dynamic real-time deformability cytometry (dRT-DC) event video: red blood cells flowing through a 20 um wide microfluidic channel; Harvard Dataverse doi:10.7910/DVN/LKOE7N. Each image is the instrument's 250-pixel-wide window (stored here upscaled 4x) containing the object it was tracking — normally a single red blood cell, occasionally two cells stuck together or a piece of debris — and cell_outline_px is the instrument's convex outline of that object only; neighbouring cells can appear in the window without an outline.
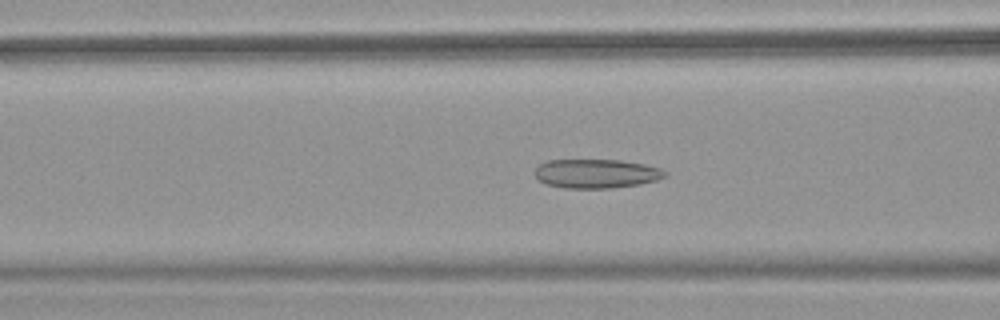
{"species": "common noctule bat (a hibernating species)", "species_latin": "Nyctalus noctula", "temperature_condition": "warm", "stored_images_in_passage": 51, "camera_frame_rate_fps": 3000, "um_per_image_px": 0.085, "animal": {"sex": "female", "body_mass_g": 18.4}, "frame": {"image": 1, "passage_image": 20, "time_ms": 6.333, "image_size_px": [1000, 320], "cell_outline_px": [[668, 176], [656, 180], [640, 184], [612, 188], [564, 188], [548, 184], [540, 180], [532, 172], [540, 164], [548, 160], [620, 160], [644, 164], [660, 168], [668, 172]], "centroid_in_image_um": [50.71, 14.75], "position_along_channel_um": 115.9, "area_um2": 22.08}}
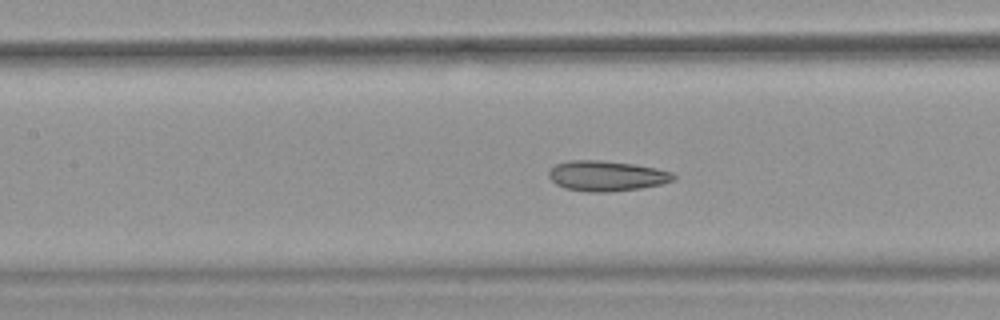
{"frame": {"image": 2, "passage_image": 23, "time_ms": 7.333, "image_size_px": [1000, 320], "cell_outline_px": [[676, 180], [660, 184], [640, 188], [608, 192], [588, 192], [564, 188], [556, 184], [548, 176], [548, 172], [556, 164], [568, 160], [600, 160], [636, 164], [656, 168], [672, 172], [676, 176]], "centroid_in_image_um": [51.56, 14.94], "position_along_channel_um": 155.8, "area_um2": 22.14}}
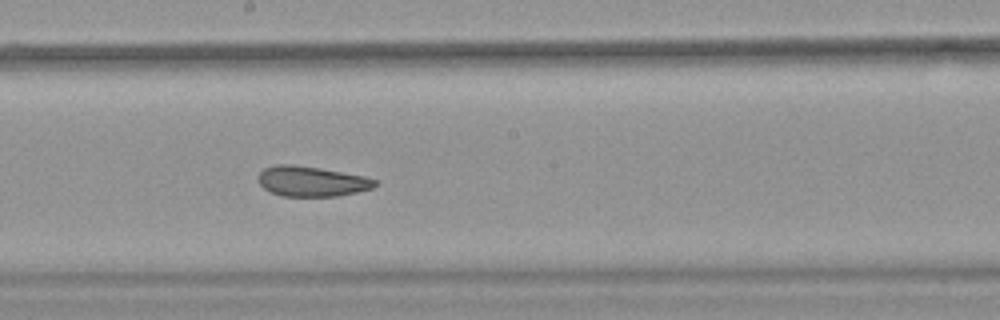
{"frame": {"image": 3, "passage_image": 28, "time_ms": 9.0, "image_size_px": [1000, 320], "cell_outline_px": [[380, 184], [372, 188], [356, 192], [336, 196], [280, 196], [264, 188], [256, 180], [256, 176], [264, 168], [276, 164], [292, 164], [320, 168], [364, 176], [380, 180]], "centroid_in_image_um": [26.49, 15.4], "position_along_channel_um": 221.7, "area_um2": 20.75}, "authors_computed_cell_mechanics": {"area_um2": 23.409, "velocity_mm_per_s": 3.9773, "shape_relaxation_time_tau1_ms": null, "shape_relaxation_time_tau2_ms": 2.0478, "deformation_change_tau1": null, "deformation_change_tau2": 0.0937}}